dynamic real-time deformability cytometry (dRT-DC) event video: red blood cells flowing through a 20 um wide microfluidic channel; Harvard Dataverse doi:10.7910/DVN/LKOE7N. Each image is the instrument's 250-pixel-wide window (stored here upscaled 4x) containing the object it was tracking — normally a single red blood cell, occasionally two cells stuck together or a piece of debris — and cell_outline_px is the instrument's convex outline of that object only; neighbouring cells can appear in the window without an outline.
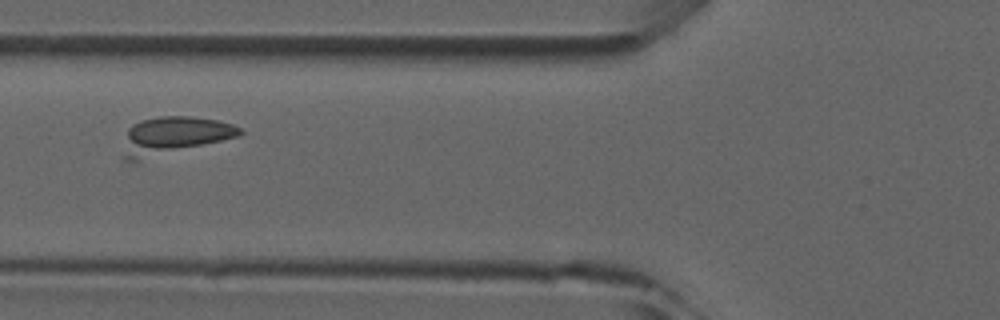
{"species": "common noctule bat (a hibernating species)", "species_latin": "Nyctalus noctula", "temperature_condition": "room temperature", "stored_images_in_passage": 5, "camera_frame_rate_fps": 3000, "um_per_image_px": 0.085, "animal": {"sex": "male", "forearm_length_mm": 52.5}, "frame": {"image": 1, "passage_image": 4, "time_ms": 4.333, "image_size_px": [1000, 320], "cell_outline_px": [[244, 132], [240, 136], [132, 164], [124, 160], [124, 156], [128, 128], [132, 124], [140, 120], [160, 116], [188, 116], [216, 120], [232, 124], [240, 128]], "centroid_in_image_um": [14.77, 11.56], "position_along_channel_um": 111.0, "area_um2": 25.95}}
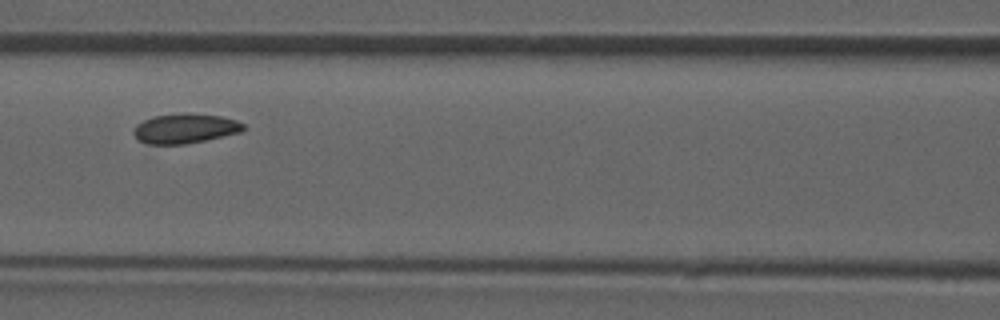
{"frame": {"image": 2, "passage_image": 5, "time_ms": 5.333, "image_size_px": [1000, 320], "cell_outline_px": [[244, 128], [240, 132], [204, 140], [184, 144], [148, 144], [140, 140], [132, 132], [136, 124], [152, 116], [180, 112], [188, 112], [220, 116], [236, 120], [244, 124]], "centroid_in_image_um": [15.7, 10.89], "position_along_channel_um": 150.9, "area_um2": 19.02}}